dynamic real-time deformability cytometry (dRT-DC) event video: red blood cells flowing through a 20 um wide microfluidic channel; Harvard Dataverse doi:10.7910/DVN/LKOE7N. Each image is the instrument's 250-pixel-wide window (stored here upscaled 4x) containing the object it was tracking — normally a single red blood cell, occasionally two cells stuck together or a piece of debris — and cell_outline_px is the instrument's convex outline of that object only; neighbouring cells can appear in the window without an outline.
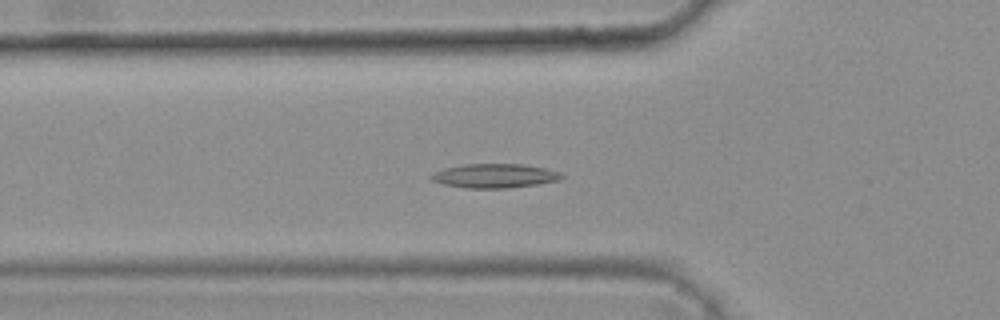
{"species": "common noctule bat (a hibernating species)", "species_latin": "Nyctalus noctula", "temperature_condition": "warm", "stored_images_in_passage": 40, "camera_frame_rate_fps": 3000, "um_per_image_px": 0.085, "animal": {"sex": "female", "body_mass_g": 25.1}, "frame": {"image": 1, "passage_image": 13, "time_ms": 4.0, "image_size_px": [1000, 320], "cell_outline_px": [[564, 176], [560, 180], [540, 184], [508, 188], [464, 188], [444, 184], [432, 180], [428, 176], [444, 168], [464, 164], [524, 164], [544, 168], [560, 172]], "centroid_in_image_um": [42.07, 14.95], "position_along_channel_um": 83.7, "area_um2": 18.38}}
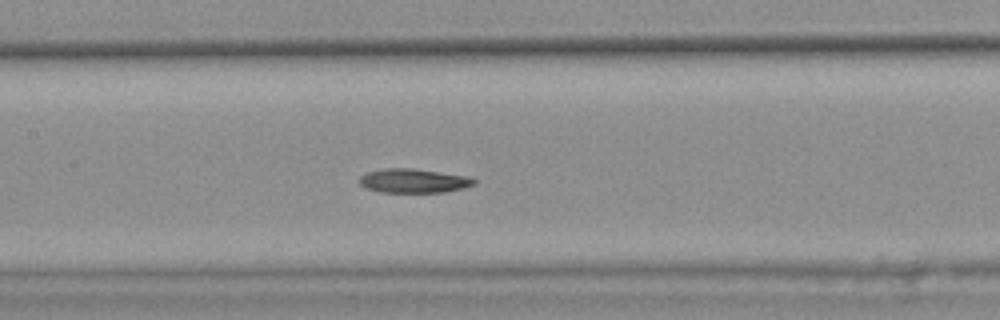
{"frame": {"image": 2, "passage_image": 20, "time_ms": 6.333, "image_size_px": [1000, 320], "cell_outline_px": [[476, 184], [464, 188], [444, 192], [380, 192], [364, 188], [356, 180], [364, 172], [384, 168], [412, 168], [468, 176], [476, 180]], "centroid_in_image_um": [35.1, 15.36], "position_along_channel_um": 172.3, "area_um2": 16.36}}
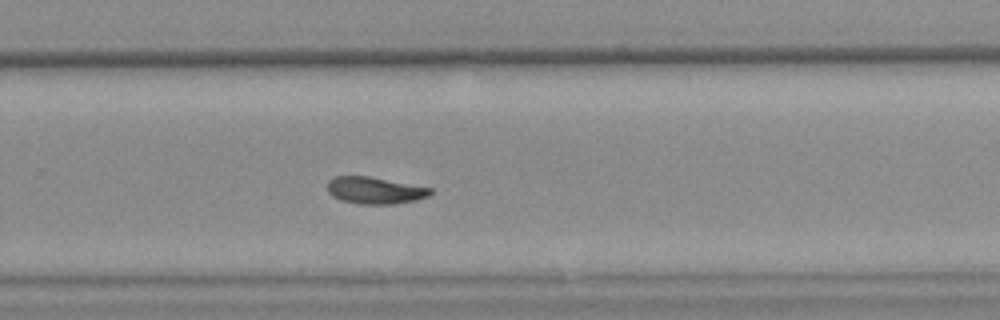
{"frame": {"image": 3, "passage_image": 30, "time_ms": 9.667, "image_size_px": [1000, 320], "cell_outline_px": [[432, 192], [428, 196], [416, 200], [392, 204], [360, 204], [340, 200], [332, 196], [328, 192], [328, 180], [332, 176], [368, 176], [432, 188]], "centroid_in_image_um": [31.83, 16.18], "position_along_channel_um": 298.0, "area_um2": 16.13}, "authors_computed_cell_mechanics": {"area_um2": 16.5308, "velocity_mm_per_s": 3.7782, "shape_relaxation_time_tau1_ms": null, "shape_relaxation_time_tau2_ms": 6.0758, "deformation_change_tau1": null, "deformation_change_tau2": 0.1211}}